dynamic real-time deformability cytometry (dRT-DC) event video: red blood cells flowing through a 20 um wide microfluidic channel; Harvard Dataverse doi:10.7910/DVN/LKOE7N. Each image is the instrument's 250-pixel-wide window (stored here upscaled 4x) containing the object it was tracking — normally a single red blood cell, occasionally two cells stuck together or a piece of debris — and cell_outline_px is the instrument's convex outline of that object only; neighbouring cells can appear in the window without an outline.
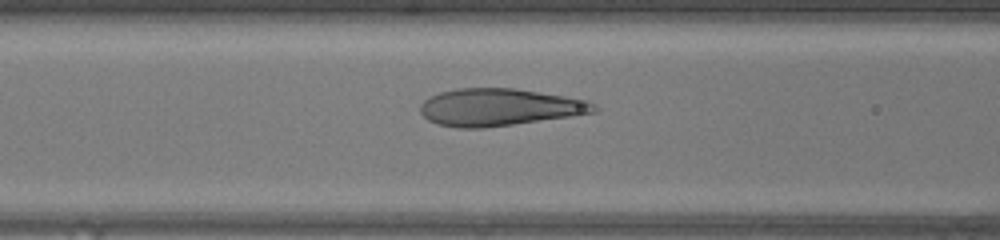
{"species": "human", "species_latin": "Homo sapiens", "temperature_condition": "warm", "stored_images_in_passage": 48, "camera_frame_rate_fps": 3000, "um_per_image_px": 0.085, "donor": {"sex": "female"}, "frame": {"image": 1, "passage_image": 19, "time_ms": 6.0, "image_size_px": [1000, 240], "cell_outline_px": [[600, 108], [596, 112], [484, 128], [456, 128], [436, 124], [428, 120], [420, 112], [420, 104], [428, 96], [440, 92], [456, 88], [516, 88], [588, 100], [596, 104]], "centroid_in_image_um": [42.4, 9.11], "position_along_channel_um": 124.2, "area_um2": 37.8}}
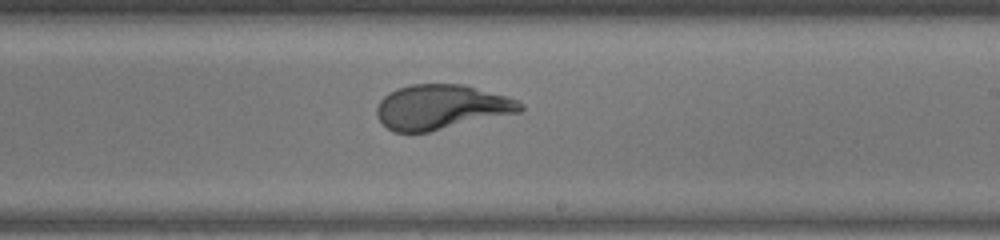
{"frame": {"image": 2, "passage_image": 28, "time_ms": 9.0, "image_size_px": [1000, 240], "cell_outline_px": [[524, 108], [520, 112], [428, 132], [392, 132], [376, 116], [376, 108], [380, 100], [388, 92], [396, 88], [412, 84], [464, 84], [508, 96], [524, 104]], "centroid_in_image_um": [37.5, 9.09], "position_along_channel_um": 251.5, "area_um2": 37.51}}
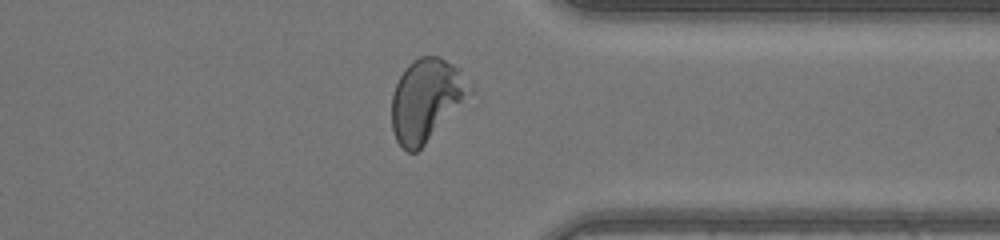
{"frame": {"image": 3, "passage_image": 37, "time_ms": 12.0, "image_size_px": [1000, 240], "cell_outline_px": [[472, 92], [424, 144], [416, 152], [408, 152], [396, 140], [392, 128], [392, 92], [400, 76], [408, 64], [412, 60], [420, 56], [440, 56], [460, 68], [472, 84]], "centroid_in_image_um": [36.23, 8.44], "position_along_channel_um": 375.2, "area_um2": 37.11}, "authors_computed_cell_mechanics": {"area_um2": 38.6104, "velocity_mm_per_s": 4.2764, "shape_relaxation_time_tau1_ms": 3.6173, "shape_relaxation_time_tau2_ms": null, "deformation_change_tau1": 0.2202, "deformation_change_tau2": null}}